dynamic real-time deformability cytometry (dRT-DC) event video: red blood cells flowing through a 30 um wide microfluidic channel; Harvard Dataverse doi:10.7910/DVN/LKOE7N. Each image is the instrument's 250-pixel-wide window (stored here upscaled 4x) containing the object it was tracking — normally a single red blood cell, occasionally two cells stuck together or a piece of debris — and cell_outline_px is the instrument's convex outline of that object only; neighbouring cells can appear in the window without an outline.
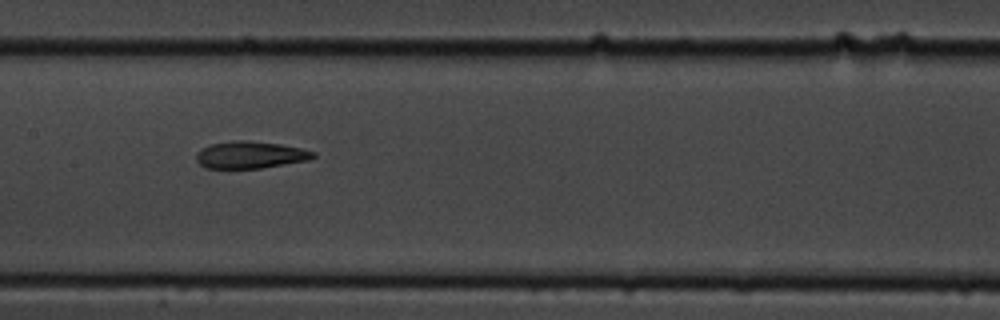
{"species": "common noctule bat (a hibernating species)", "species_latin": "Nyctalus noctula", "temperature_condition": "cold", "stored_images_in_passage": 12, "camera_frame_rate_fps": 3000, "um_per_image_px": 0.085, "animal": {"sex": "male", "body_mass_g": 19.5, "forearm_length_mm": 54.6}, "frame": {"image": 1, "passage_image": 6, "time_ms": 6.667, "image_size_px": [1000, 320], "cell_outline_px": [[316, 156], [308, 160], [260, 168], [208, 168], [200, 164], [196, 160], [196, 152], [212, 144], [236, 140], [248, 140], [280, 144], [300, 148], [316, 152]], "centroid_in_image_um": [21.29, 13.16], "position_along_channel_um": 186.1, "area_um2": 18.26}}
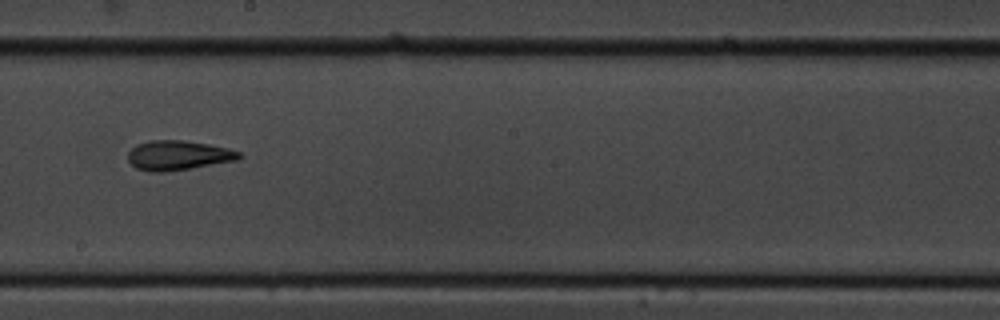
{"frame": {"image": 2, "passage_image": 7, "time_ms": 8.0, "image_size_px": [1000, 320], "cell_outline_px": [[244, 156], [236, 160], [164, 172], [152, 172], [136, 168], [128, 160], [128, 152], [136, 144], [152, 140], [184, 140], [208, 144], [228, 148], [240, 152]], "centroid_in_image_um": [15.13, 13.19], "position_along_channel_um": 233.1, "area_um2": 19.02}}
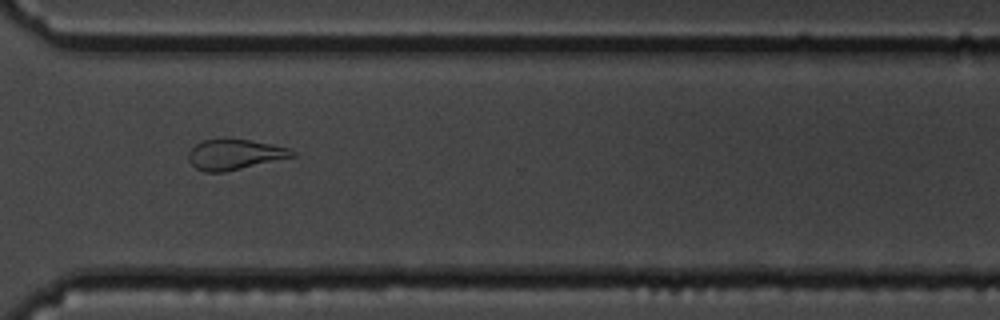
{"frame": {"image": 3, "passage_image": 10, "time_ms": 11.333, "image_size_px": [1000, 320], "cell_outline_px": [[296, 156], [224, 172], [204, 172], [196, 168], [188, 160], [188, 152], [196, 144], [204, 140], [252, 140], [272, 144], [288, 148], [296, 152]], "centroid_in_image_um": [19.96, 13.14], "position_along_channel_um": 350.6, "area_um2": 18.09}}